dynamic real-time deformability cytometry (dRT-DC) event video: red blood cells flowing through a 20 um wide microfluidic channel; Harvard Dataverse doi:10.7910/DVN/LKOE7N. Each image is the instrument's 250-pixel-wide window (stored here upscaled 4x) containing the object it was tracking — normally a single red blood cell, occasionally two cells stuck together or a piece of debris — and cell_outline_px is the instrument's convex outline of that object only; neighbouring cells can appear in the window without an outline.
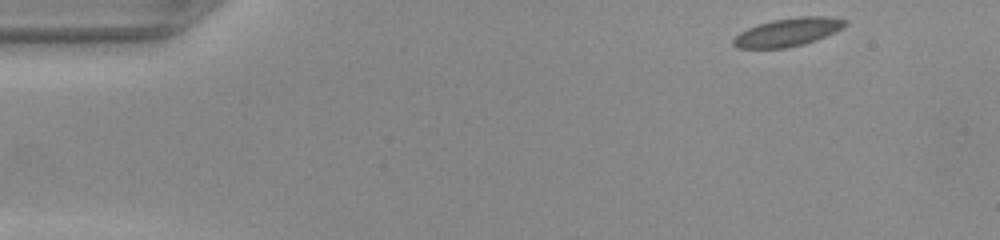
{"species": "common noctule bat (a hibernating species)", "species_latin": "Nyctalus noctula", "temperature_condition": "warm", "stored_images_in_passage": 11, "camera_frame_rate_fps": 3000, "um_per_image_px": 0.085, "animal": {"sex": "female", "body_mass_g": 22.0, "forearm_length_mm": 56.7}, "frame": {"image": 1, "passage_image": 1, "time_ms": 0.0, "image_size_px": [1000, 240], "cell_outline_px": [[848, 24], [844, 28], [816, 40], [804, 44], [788, 48], [736, 48], [732, 44], [732, 40], [740, 32], [748, 28], [772, 20], [800, 16], [824, 16], [848, 20]], "centroid_in_image_um": [67.0, 2.73], "position_along_channel_um": 18.0, "area_um2": 18.44}}